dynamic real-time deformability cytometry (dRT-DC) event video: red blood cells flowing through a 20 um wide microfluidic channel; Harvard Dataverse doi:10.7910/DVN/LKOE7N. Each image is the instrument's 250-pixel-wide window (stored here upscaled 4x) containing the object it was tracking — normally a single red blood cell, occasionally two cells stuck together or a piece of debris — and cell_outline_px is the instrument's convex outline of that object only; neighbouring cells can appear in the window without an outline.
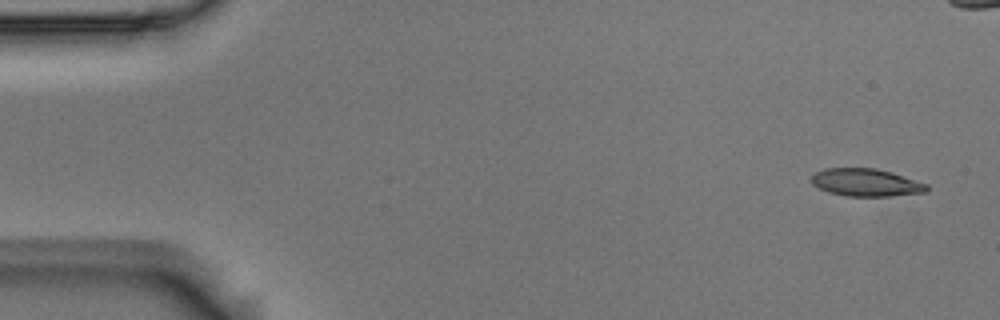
{"species": "Egyptian fruit bat (a non-hibernating species)", "species_latin": "Rousettus aegyptiacus", "temperature_condition": "room temperature", "stored_images_in_passage": 7, "camera_frame_rate_fps": 3000, "um_per_image_px": 0.085, "animal": {"sex": "male"}, "frame": {"image": 1, "passage_image": 1, "time_ms": 0.0, "image_size_px": [1000, 320], "cell_outline_px": [[928, 192], [888, 196], [844, 196], [828, 192], [812, 184], [812, 176], [816, 172], [824, 168], [876, 168], [892, 172], [928, 184]], "centroid_in_image_um": [73.62, 15.51], "position_along_channel_um": 11.4, "area_um2": 18.61}}
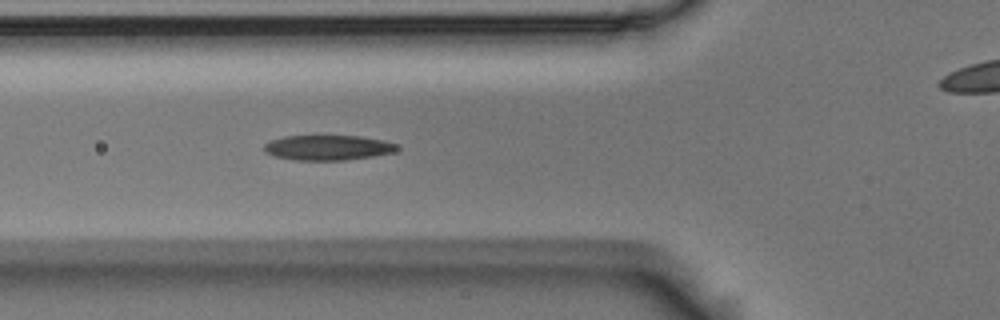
{"frame": {"image": 2, "passage_image": 6, "time_ms": 1.667, "image_size_px": [1000, 320], "cell_outline_px": [[400, 148], [392, 152], [372, 156], [344, 160], [296, 160], [276, 156], [264, 152], [264, 144], [272, 140], [284, 136], [360, 136], [384, 140], [396, 144]], "centroid_in_image_um": [27.87, 12.54], "position_along_channel_um": 97.9, "area_um2": 19.25}}